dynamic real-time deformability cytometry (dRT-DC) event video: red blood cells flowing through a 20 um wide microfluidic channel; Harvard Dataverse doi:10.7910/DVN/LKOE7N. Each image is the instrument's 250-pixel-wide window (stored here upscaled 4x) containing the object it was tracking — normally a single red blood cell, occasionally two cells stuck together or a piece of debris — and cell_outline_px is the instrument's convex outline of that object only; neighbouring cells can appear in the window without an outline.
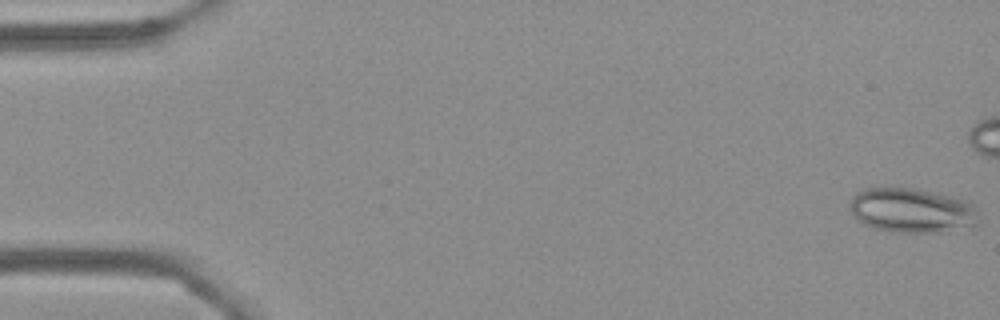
{"species": "Egyptian fruit bat (a non-hibernating species)", "species_latin": "Rousettus aegyptiacus", "temperature_condition": "cold", "stored_images_in_passage": 13, "camera_frame_rate_fps": 3000, "um_per_image_px": 0.085, "frame": {"image": 1, "passage_image": 1, "time_ms": 0.0, "image_size_px": [1000, 320], "cell_outline_px": [[980, 224], [940, 232], [888, 232], [872, 228], [856, 220], [848, 204], [852, 196], [856, 192], [864, 188], [912, 188], [952, 196], [964, 200], [972, 204], [976, 208], [980, 216]], "centroid_in_image_um": [77.49, 17.89], "position_along_channel_um": 7.5, "area_um2": 33.81}}